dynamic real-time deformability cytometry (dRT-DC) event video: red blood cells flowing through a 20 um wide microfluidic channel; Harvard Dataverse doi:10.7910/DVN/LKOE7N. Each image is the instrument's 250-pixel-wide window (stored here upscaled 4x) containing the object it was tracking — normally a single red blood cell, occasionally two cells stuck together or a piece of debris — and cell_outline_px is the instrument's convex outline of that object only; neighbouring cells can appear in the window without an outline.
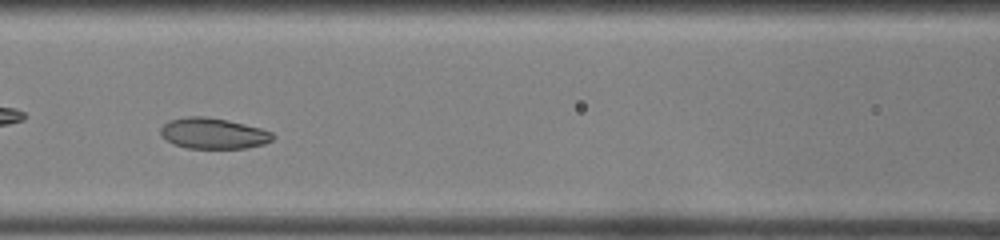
{"species": "common noctule bat (a hibernating species)", "species_latin": "Nyctalus noctula", "temperature_condition": "room temperature", "stored_images_in_passage": 39, "camera_frame_rate_fps": 3000, "um_per_image_px": 0.085, "animal": {"sex": "female", "body_mass_g": 22.0, "forearm_length_mm": 56.7}, "frame": {"image": 1, "passage_image": 12, "time_ms": 3.667, "image_size_px": [1000, 240], "cell_outline_px": [[276, 136], [272, 140], [264, 144], [244, 148], [188, 148], [172, 144], [160, 132], [160, 128], [168, 120], [188, 116], [204, 116], [228, 120], [260, 128], [272, 132]], "centroid_in_image_um": [18.14, 11.33], "position_along_channel_um": 148.5, "area_um2": 20.11}}
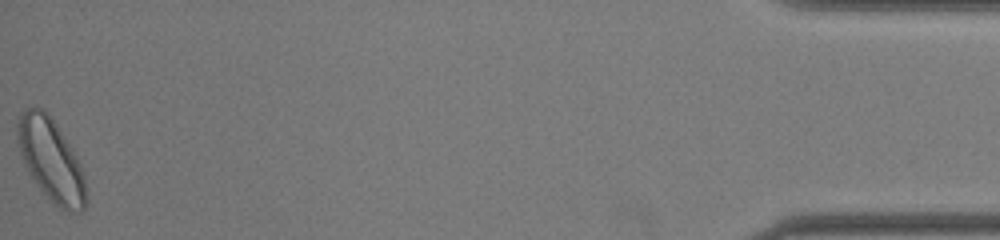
{"frame": {"image": 2, "passage_image": 39, "time_ms": 12.667, "image_size_px": [1000, 240], "cell_outline_px": [[88, 204], [80, 212], [68, 212], [60, 208], [40, 188], [28, 172], [20, 152], [16, 140], [16, 124], [20, 112], [28, 108], [44, 108], [48, 112], [72, 148], [80, 164], [84, 176], [88, 196]], "centroid_in_image_um": [4.34, 13.59], "position_along_channel_um": 430.9, "area_um2": 33.06}, "authors_computed_cell_mechanics": {"area_um2": 21.9062, "velocity_mm_per_s": 4.0746, "shape_relaxation_time_tau1_ms": 5.9164, "shape_relaxation_time_tau2_ms": 2.8969, "deformation_change_tau1": 0.1238, "deformation_change_tau2": 0.0824}}